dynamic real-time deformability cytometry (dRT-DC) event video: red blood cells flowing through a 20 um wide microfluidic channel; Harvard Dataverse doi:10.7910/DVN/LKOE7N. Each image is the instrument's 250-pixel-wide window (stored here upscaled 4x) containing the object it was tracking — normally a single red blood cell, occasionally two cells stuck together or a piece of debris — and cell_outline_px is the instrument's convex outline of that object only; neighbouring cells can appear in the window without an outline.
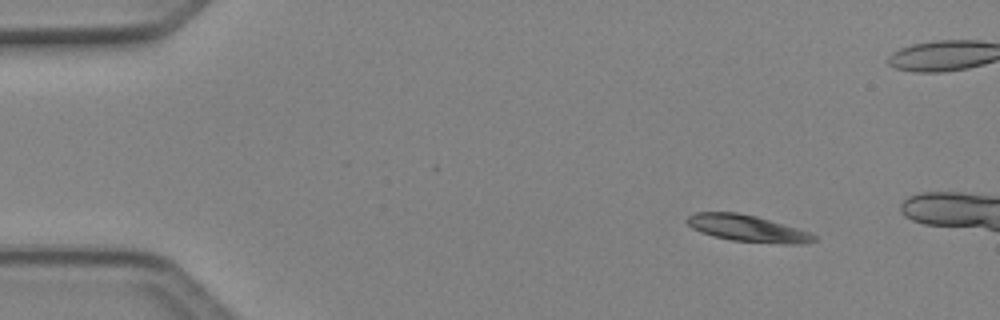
{"species": "Egyptian fruit bat (a non-hibernating species)", "species_latin": "Rousettus aegyptiacus", "temperature_condition": "cold", "stored_images_in_passage": 3, "camera_frame_rate_fps": 3000, "um_per_image_px": 0.085, "animal": {"sex": "female"}, "frame": {"image": 1, "passage_image": 1, "time_ms": 0.0, "image_size_px": [1000, 320], "cell_outline_px": [[816, 240], [804, 244], [784, 244], [732, 240], [712, 236], [700, 232], [692, 228], [684, 220], [688, 216], [696, 212], [736, 212], [756, 216], [796, 228], [808, 232], [816, 236]], "centroid_in_image_um": [63.49, 19.41], "position_along_channel_um": 21.5, "area_um2": 19.59}}